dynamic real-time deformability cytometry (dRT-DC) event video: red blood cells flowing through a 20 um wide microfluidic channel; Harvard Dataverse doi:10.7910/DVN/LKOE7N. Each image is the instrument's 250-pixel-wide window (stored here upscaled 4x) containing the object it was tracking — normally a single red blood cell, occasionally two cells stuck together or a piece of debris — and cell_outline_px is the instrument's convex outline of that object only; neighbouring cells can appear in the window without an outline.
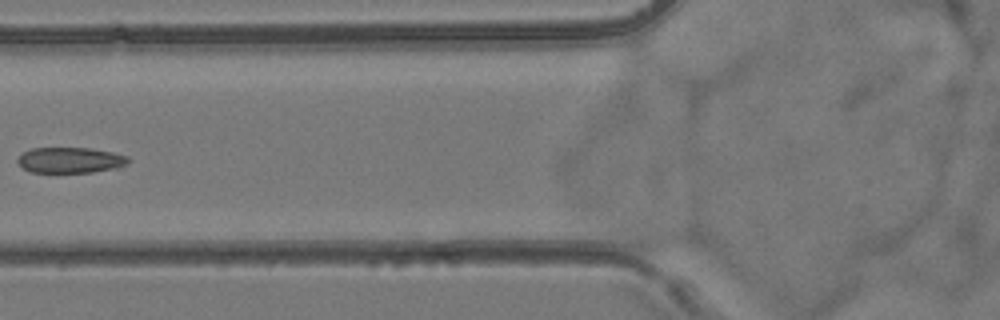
{"species": "common noctule bat (a hibernating species)", "species_latin": "Nyctalus noctula", "temperature_condition": "room temperature", "stored_images_in_passage": 7, "camera_frame_rate_fps": 3000, "um_per_image_px": 0.085, "animal": {"sex": "female", "body_mass_g": 24.6, "forearm_length_mm": 56.2}, "frame": {"image": 1, "passage_image": 6, "time_ms": 6.0, "image_size_px": [1000, 320], "cell_outline_px": [[132, 160], [128, 164], [116, 168], [92, 172], [32, 172], [24, 168], [16, 160], [24, 152], [32, 148], [88, 148], [112, 152], [128, 156]], "centroid_in_image_um": [6.03, 13.61], "position_along_channel_um": 119.8, "area_um2": 16.47}}
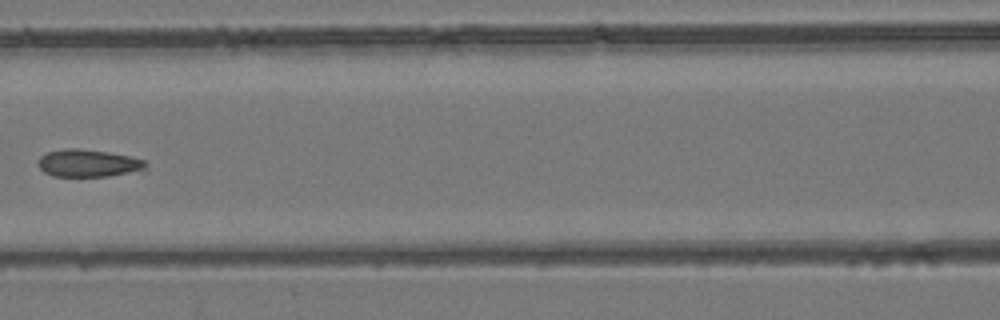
{"frame": {"image": 2, "passage_image": 7, "time_ms": 7.0, "image_size_px": [1000, 320], "cell_outline_px": [[148, 164], [144, 172], [108, 176], [52, 176], [44, 172], [40, 168], [40, 156], [48, 152], [64, 148], [80, 148], [108, 152], [132, 156], [148, 160]], "centroid_in_image_um": [7.63, 13.87], "position_along_channel_um": 159.0, "area_um2": 17.63}}